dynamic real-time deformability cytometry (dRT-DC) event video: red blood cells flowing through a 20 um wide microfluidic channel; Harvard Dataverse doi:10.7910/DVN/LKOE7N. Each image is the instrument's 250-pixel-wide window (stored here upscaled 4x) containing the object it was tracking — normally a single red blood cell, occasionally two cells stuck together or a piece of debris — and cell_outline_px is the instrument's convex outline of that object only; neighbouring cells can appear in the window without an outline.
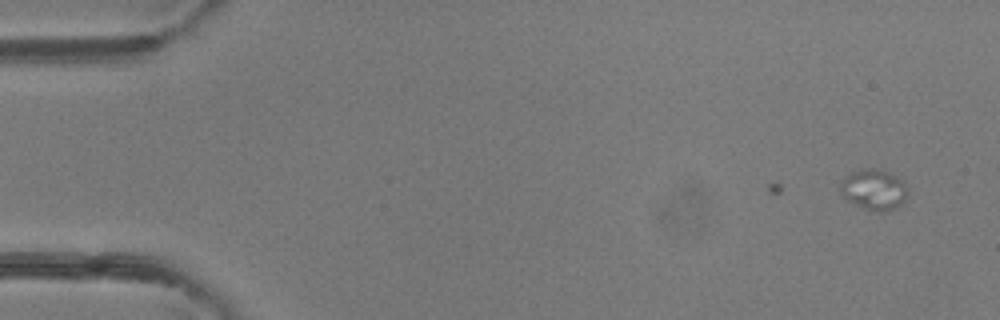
{"species": "common noctule bat (a hibernating species)", "species_latin": "Nyctalus noctula", "temperature_condition": "room temperature", "stored_images_in_passage": 6, "camera_frame_rate_fps": 3000, "um_per_image_px": 0.085, "animal": {"sex": "female"}, "frame": {"image": 1, "passage_image": 6, "time_ms": 1.667, "image_size_px": [1000, 320], "cell_outline_px": [[908, 196], [896, 208], [888, 212], [876, 212], [864, 208], [848, 200], [840, 192], [840, 180], [844, 176], [852, 172], [864, 168], [872, 168], [888, 172], [904, 180], [908, 188]], "centroid_in_image_um": [74.3, 16.11], "position_along_channel_um": 10.7, "area_um2": 16.18}}